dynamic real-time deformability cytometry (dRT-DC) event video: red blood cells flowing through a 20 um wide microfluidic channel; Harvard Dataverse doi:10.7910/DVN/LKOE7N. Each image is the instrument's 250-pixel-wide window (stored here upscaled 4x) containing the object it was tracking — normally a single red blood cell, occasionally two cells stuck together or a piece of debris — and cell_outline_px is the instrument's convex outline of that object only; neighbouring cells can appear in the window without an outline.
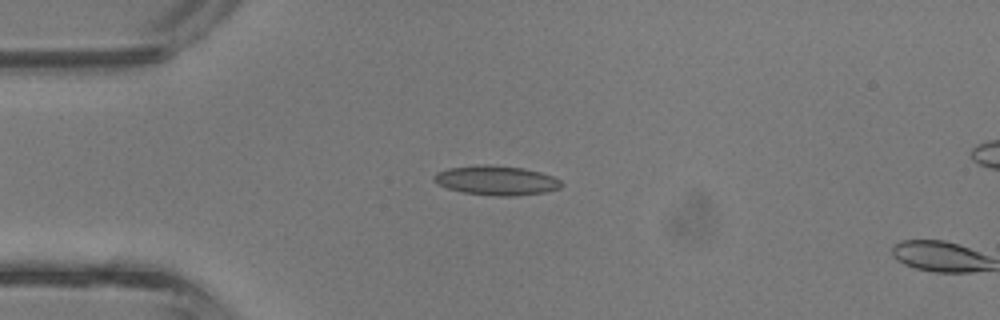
{"species": "common noctule bat (a hibernating species)", "species_latin": "Nyctalus noctula", "temperature_condition": "room temperature", "stored_images_in_passage": 4, "camera_frame_rate_fps": 3000, "um_per_image_px": 0.085, "animal": {"sex": "male", "body_mass_g": 13.3}, "frame": {"image": 1, "passage_image": 3, "time_ms": 0.667, "image_size_px": [1000, 320], "cell_outline_px": [[564, 184], [560, 188], [544, 192], [516, 196], [496, 196], [464, 192], [448, 188], [436, 184], [432, 180], [432, 176], [436, 172], [448, 168], [476, 164], [484, 164], [524, 168], [540, 172], [552, 176], [560, 180]], "centroid_in_image_um": [42.15, 15.33], "position_along_channel_um": 42.8, "area_um2": 22.02}}